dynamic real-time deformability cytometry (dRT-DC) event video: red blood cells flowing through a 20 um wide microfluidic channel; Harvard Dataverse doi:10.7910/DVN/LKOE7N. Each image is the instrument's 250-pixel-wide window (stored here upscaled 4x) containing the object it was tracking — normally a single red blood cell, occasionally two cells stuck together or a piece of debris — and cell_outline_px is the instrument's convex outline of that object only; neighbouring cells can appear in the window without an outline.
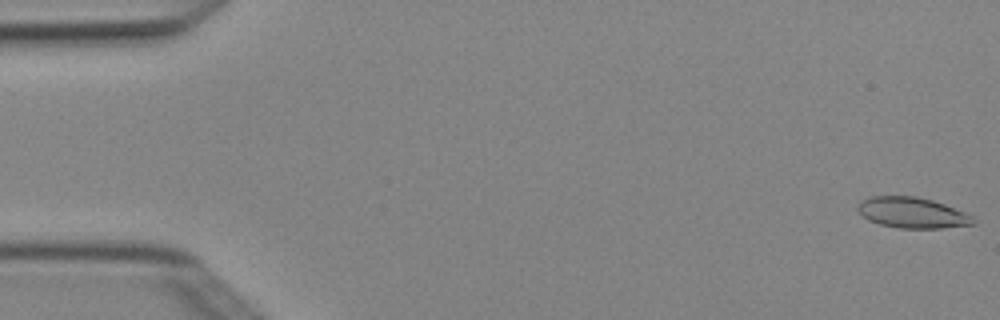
{"species": "Egyptian fruit bat (a non-hibernating species)", "species_latin": "Rousettus aegyptiacus", "temperature_condition": "cold", "stored_images_in_passage": 4, "camera_frame_rate_fps": 3000, "um_per_image_px": 0.085, "animal": {"sex": "female"}, "frame": {"image": 1, "passage_image": 1, "time_ms": 0.0, "image_size_px": [1000, 320], "cell_outline_px": [[976, 224], [944, 228], [900, 228], [880, 224], [868, 220], [856, 208], [868, 196], [916, 196], [932, 200], [944, 204], [964, 212], [972, 216], [976, 220]], "centroid_in_image_um": [77.57, 18.08], "position_along_channel_um": 7.4, "area_um2": 20.58}}
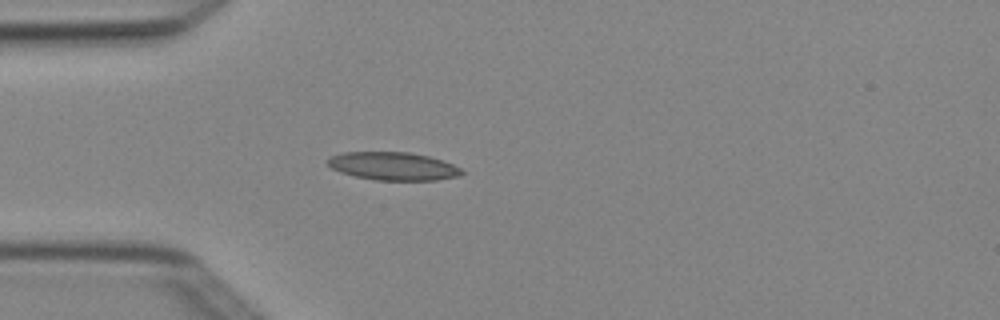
{"frame": {"image": 2, "passage_image": 4, "time_ms": 1.0, "image_size_px": [1000, 320], "cell_outline_px": [[464, 172], [460, 176], [436, 180], [376, 180], [356, 176], [340, 172], [332, 168], [324, 160], [332, 156], [344, 152], [408, 152], [428, 156], [444, 160], [460, 168]], "centroid_in_image_um": [33.42, 14.12], "position_along_channel_um": 51.6, "area_um2": 21.91}}